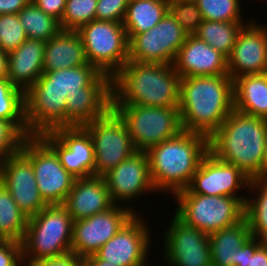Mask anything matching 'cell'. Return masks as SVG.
<instances>
[{"label": "cell", "instance_id": "b9f144b4", "mask_svg": "<svg viewBox=\"0 0 267 266\" xmlns=\"http://www.w3.org/2000/svg\"><path fill=\"white\" fill-rule=\"evenodd\" d=\"M32 2L47 15L54 17L59 22L61 21L66 0H32Z\"/></svg>", "mask_w": 267, "mask_h": 266}, {"label": "cell", "instance_id": "4316f807", "mask_svg": "<svg viewBox=\"0 0 267 266\" xmlns=\"http://www.w3.org/2000/svg\"><path fill=\"white\" fill-rule=\"evenodd\" d=\"M251 238L249 224L240 222L209 235L212 266H236L237 250Z\"/></svg>", "mask_w": 267, "mask_h": 266}, {"label": "cell", "instance_id": "603a6c76", "mask_svg": "<svg viewBox=\"0 0 267 266\" xmlns=\"http://www.w3.org/2000/svg\"><path fill=\"white\" fill-rule=\"evenodd\" d=\"M111 108V86H85L66 97V127L84 126Z\"/></svg>", "mask_w": 267, "mask_h": 266}, {"label": "cell", "instance_id": "7a4b0ae2", "mask_svg": "<svg viewBox=\"0 0 267 266\" xmlns=\"http://www.w3.org/2000/svg\"><path fill=\"white\" fill-rule=\"evenodd\" d=\"M178 110L182 129L210 137L234 110L229 75L181 78Z\"/></svg>", "mask_w": 267, "mask_h": 266}, {"label": "cell", "instance_id": "83f0119b", "mask_svg": "<svg viewBox=\"0 0 267 266\" xmlns=\"http://www.w3.org/2000/svg\"><path fill=\"white\" fill-rule=\"evenodd\" d=\"M169 11V0H129L123 26L128 40L149 31Z\"/></svg>", "mask_w": 267, "mask_h": 266}, {"label": "cell", "instance_id": "8d00e7d4", "mask_svg": "<svg viewBox=\"0 0 267 266\" xmlns=\"http://www.w3.org/2000/svg\"><path fill=\"white\" fill-rule=\"evenodd\" d=\"M169 13L188 35L194 34L203 21L195 0H169Z\"/></svg>", "mask_w": 267, "mask_h": 266}, {"label": "cell", "instance_id": "2e32d148", "mask_svg": "<svg viewBox=\"0 0 267 266\" xmlns=\"http://www.w3.org/2000/svg\"><path fill=\"white\" fill-rule=\"evenodd\" d=\"M250 179L235 165L217 159L208 152L187 188L192 193L206 196L237 197L245 205L247 197L237 195V190L247 188Z\"/></svg>", "mask_w": 267, "mask_h": 266}, {"label": "cell", "instance_id": "277c9868", "mask_svg": "<svg viewBox=\"0 0 267 266\" xmlns=\"http://www.w3.org/2000/svg\"><path fill=\"white\" fill-rule=\"evenodd\" d=\"M208 152L209 137L185 130L149 148L146 153L155 193L169 191L174 196L187 189Z\"/></svg>", "mask_w": 267, "mask_h": 266}, {"label": "cell", "instance_id": "836d02e7", "mask_svg": "<svg viewBox=\"0 0 267 266\" xmlns=\"http://www.w3.org/2000/svg\"><path fill=\"white\" fill-rule=\"evenodd\" d=\"M98 0H66L60 23L62 30L77 31L82 25L96 20Z\"/></svg>", "mask_w": 267, "mask_h": 266}, {"label": "cell", "instance_id": "ab89813d", "mask_svg": "<svg viewBox=\"0 0 267 266\" xmlns=\"http://www.w3.org/2000/svg\"><path fill=\"white\" fill-rule=\"evenodd\" d=\"M0 266H25L21 242L0 240Z\"/></svg>", "mask_w": 267, "mask_h": 266}, {"label": "cell", "instance_id": "d6a6232c", "mask_svg": "<svg viewBox=\"0 0 267 266\" xmlns=\"http://www.w3.org/2000/svg\"><path fill=\"white\" fill-rule=\"evenodd\" d=\"M18 16L27 38L30 39L46 42L62 30L57 19L47 15L32 1L18 13Z\"/></svg>", "mask_w": 267, "mask_h": 266}, {"label": "cell", "instance_id": "30bf717a", "mask_svg": "<svg viewBox=\"0 0 267 266\" xmlns=\"http://www.w3.org/2000/svg\"><path fill=\"white\" fill-rule=\"evenodd\" d=\"M94 145V176L103 177L137 152L127 125L111 108L103 117L83 126Z\"/></svg>", "mask_w": 267, "mask_h": 266}, {"label": "cell", "instance_id": "f546056e", "mask_svg": "<svg viewBox=\"0 0 267 266\" xmlns=\"http://www.w3.org/2000/svg\"><path fill=\"white\" fill-rule=\"evenodd\" d=\"M245 24L247 23L243 21L203 20L194 35L228 57L234 48L240 30Z\"/></svg>", "mask_w": 267, "mask_h": 266}, {"label": "cell", "instance_id": "ac0fdd59", "mask_svg": "<svg viewBox=\"0 0 267 266\" xmlns=\"http://www.w3.org/2000/svg\"><path fill=\"white\" fill-rule=\"evenodd\" d=\"M139 215H134L96 255L120 266H151L146 264L151 243L149 228Z\"/></svg>", "mask_w": 267, "mask_h": 266}, {"label": "cell", "instance_id": "4fadbf2b", "mask_svg": "<svg viewBox=\"0 0 267 266\" xmlns=\"http://www.w3.org/2000/svg\"><path fill=\"white\" fill-rule=\"evenodd\" d=\"M135 214L133 207L118 204L88 218L73 221L71 252L83 259L95 255Z\"/></svg>", "mask_w": 267, "mask_h": 266}, {"label": "cell", "instance_id": "8fae6325", "mask_svg": "<svg viewBox=\"0 0 267 266\" xmlns=\"http://www.w3.org/2000/svg\"><path fill=\"white\" fill-rule=\"evenodd\" d=\"M20 150L32 161L43 200L48 205L63 204L76 178L62 166L56 152L39 135L26 137Z\"/></svg>", "mask_w": 267, "mask_h": 266}, {"label": "cell", "instance_id": "ba28073f", "mask_svg": "<svg viewBox=\"0 0 267 266\" xmlns=\"http://www.w3.org/2000/svg\"><path fill=\"white\" fill-rule=\"evenodd\" d=\"M112 109L127 125L137 151H147L183 130L178 106L112 105Z\"/></svg>", "mask_w": 267, "mask_h": 266}, {"label": "cell", "instance_id": "ffe728a7", "mask_svg": "<svg viewBox=\"0 0 267 266\" xmlns=\"http://www.w3.org/2000/svg\"><path fill=\"white\" fill-rule=\"evenodd\" d=\"M257 22L251 20L242 27L227 57L228 75L233 80L267 72V25Z\"/></svg>", "mask_w": 267, "mask_h": 266}, {"label": "cell", "instance_id": "bcb514c9", "mask_svg": "<svg viewBox=\"0 0 267 266\" xmlns=\"http://www.w3.org/2000/svg\"><path fill=\"white\" fill-rule=\"evenodd\" d=\"M85 266H120L100 259L96 254L85 259Z\"/></svg>", "mask_w": 267, "mask_h": 266}, {"label": "cell", "instance_id": "e575fe53", "mask_svg": "<svg viewBox=\"0 0 267 266\" xmlns=\"http://www.w3.org/2000/svg\"><path fill=\"white\" fill-rule=\"evenodd\" d=\"M203 20L243 21L240 0H195Z\"/></svg>", "mask_w": 267, "mask_h": 266}, {"label": "cell", "instance_id": "1f68e13d", "mask_svg": "<svg viewBox=\"0 0 267 266\" xmlns=\"http://www.w3.org/2000/svg\"><path fill=\"white\" fill-rule=\"evenodd\" d=\"M0 118L11 122L25 137L32 136L25 120L24 92L8 78L0 80Z\"/></svg>", "mask_w": 267, "mask_h": 266}, {"label": "cell", "instance_id": "52a82bcc", "mask_svg": "<svg viewBox=\"0 0 267 266\" xmlns=\"http://www.w3.org/2000/svg\"><path fill=\"white\" fill-rule=\"evenodd\" d=\"M178 206L174 215L189 227L210 235L244 218V204L232 196H206L188 188L174 196Z\"/></svg>", "mask_w": 267, "mask_h": 266}, {"label": "cell", "instance_id": "5b68a950", "mask_svg": "<svg viewBox=\"0 0 267 266\" xmlns=\"http://www.w3.org/2000/svg\"><path fill=\"white\" fill-rule=\"evenodd\" d=\"M267 119L235 109L209 137V152L235 165L250 178L262 179Z\"/></svg>", "mask_w": 267, "mask_h": 266}, {"label": "cell", "instance_id": "d4e9b609", "mask_svg": "<svg viewBox=\"0 0 267 266\" xmlns=\"http://www.w3.org/2000/svg\"><path fill=\"white\" fill-rule=\"evenodd\" d=\"M87 63L83 40L77 31L61 30L45 42L43 71H57Z\"/></svg>", "mask_w": 267, "mask_h": 266}, {"label": "cell", "instance_id": "d6986e66", "mask_svg": "<svg viewBox=\"0 0 267 266\" xmlns=\"http://www.w3.org/2000/svg\"><path fill=\"white\" fill-rule=\"evenodd\" d=\"M115 205L155 192L146 151H137L103 176ZM121 201V202H120Z\"/></svg>", "mask_w": 267, "mask_h": 266}, {"label": "cell", "instance_id": "484cf974", "mask_svg": "<svg viewBox=\"0 0 267 266\" xmlns=\"http://www.w3.org/2000/svg\"><path fill=\"white\" fill-rule=\"evenodd\" d=\"M233 94L236 111L267 119V72L235 78Z\"/></svg>", "mask_w": 267, "mask_h": 266}, {"label": "cell", "instance_id": "f35d334b", "mask_svg": "<svg viewBox=\"0 0 267 266\" xmlns=\"http://www.w3.org/2000/svg\"><path fill=\"white\" fill-rule=\"evenodd\" d=\"M129 0H98L96 20L123 23Z\"/></svg>", "mask_w": 267, "mask_h": 266}, {"label": "cell", "instance_id": "5bb4252c", "mask_svg": "<svg viewBox=\"0 0 267 266\" xmlns=\"http://www.w3.org/2000/svg\"><path fill=\"white\" fill-rule=\"evenodd\" d=\"M39 136L56 152L62 166L75 178L94 176V145L83 126L58 127Z\"/></svg>", "mask_w": 267, "mask_h": 266}, {"label": "cell", "instance_id": "9a60e30c", "mask_svg": "<svg viewBox=\"0 0 267 266\" xmlns=\"http://www.w3.org/2000/svg\"><path fill=\"white\" fill-rule=\"evenodd\" d=\"M0 182L28 218L48 205L38 190L32 161L21 150L0 163Z\"/></svg>", "mask_w": 267, "mask_h": 266}, {"label": "cell", "instance_id": "f6af8a7d", "mask_svg": "<svg viewBox=\"0 0 267 266\" xmlns=\"http://www.w3.org/2000/svg\"><path fill=\"white\" fill-rule=\"evenodd\" d=\"M248 266H267V242L264 241L253 256H249Z\"/></svg>", "mask_w": 267, "mask_h": 266}, {"label": "cell", "instance_id": "6da1fadb", "mask_svg": "<svg viewBox=\"0 0 267 266\" xmlns=\"http://www.w3.org/2000/svg\"><path fill=\"white\" fill-rule=\"evenodd\" d=\"M85 86H111V78L93 65L43 71L24 93L25 120L31 135L66 127V97Z\"/></svg>", "mask_w": 267, "mask_h": 266}, {"label": "cell", "instance_id": "74e56055", "mask_svg": "<svg viewBox=\"0 0 267 266\" xmlns=\"http://www.w3.org/2000/svg\"><path fill=\"white\" fill-rule=\"evenodd\" d=\"M25 138L11 122L0 118V163L18 152Z\"/></svg>", "mask_w": 267, "mask_h": 266}, {"label": "cell", "instance_id": "f1b7e54d", "mask_svg": "<svg viewBox=\"0 0 267 266\" xmlns=\"http://www.w3.org/2000/svg\"><path fill=\"white\" fill-rule=\"evenodd\" d=\"M247 190L257 192L253 195L257 197H247L244 205L251 237L267 242V179L251 178Z\"/></svg>", "mask_w": 267, "mask_h": 266}, {"label": "cell", "instance_id": "44dd1931", "mask_svg": "<svg viewBox=\"0 0 267 266\" xmlns=\"http://www.w3.org/2000/svg\"><path fill=\"white\" fill-rule=\"evenodd\" d=\"M181 78L228 75L227 57L194 34H189L173 64Z\"/></svg>", "mask_w": 267, "mask_h": 266}, {"label": "cell", "instance_id": "3957f363", "mask_svg": "<svg viewBox=\"0 0 267 266\" xmlns=\"http://www.w3.org/2000/svg\"><path fill=\"white\" fill-rule=\"evenodd\" d=\"M180 75L173 65L128 60L111 78L112 105H179Z\"/></svg>", "mask_w": 267, "mask_h": 266}, {"label": "cell", "instance_id": "7dc6e473", "mask_svg": "<svg viewBox=\"0 0 267 266\" xmlns=\"http://www.w3.org/2000/svg\"><path fill=\"white\" fill-rule=\"evenodd\" d=\"M8 55L0 50V80L8 77Z\"/></svg>", "mask_w": 267, "mask_h": 266}, {"label": "cell", "instance_id": "9c48e42d", "mask_svg": "<svg viewBox=\"0 0 267 266\" xmlns=\"http://www.w3.org/2000/svg\"><path fill=\"white\" fill-rule=\"evenodd\" d=\"M77 32L88 63L112 78L129 60V40L121 22L93 20Z\"/></svg>", "mask_w": 267, "mask_h": 266}, {"label": "cell", "instance_id": "7bdbcfd3", "mask_svg": "<svg viewBox=\"0 0 267 266\" xmlns=\"http://www.w3.org/2000/svg\"><path fill=\"white\" fill-rule=\"evenodd\" d=\"M264 241L251 237L240 249L237 250L236 266H248L249 256H253L254 251Z\"/></svg>", "mask_w": 267, "mask_h": 266}, {"label": "cell", "instance_id": "e0dca14e", "mask_svg": "<svg viewBox=\"0 0 267 266\" xmlns=\"http://www.w3.org/2000/svg\"><path fill=\"white\" fill-rule=\"evenodd\" d=\"M163 240L164 258L170 266H212L209 235L189 227L175 215Z\"/></svg>", "mask_w": 267, "mask_h": 266}, {"label": "cell", "instance_id": "cb8c5ba5", "mask_svg": "<svg viewBox=\"0 0 267 266\" xmlns=\"http://www.w3.org/2000/svg\"><path fill=\"white\" fill-rule=\"evenodd\" d=\"M45 42L25 40L18 48L8 53V79L24 93L43 74Z\"/></svg>", "mask_w": 267, "mask_h": 266}, {"label": "cell", "instance_id": "7402d4cb", "mask_svg": "<svg viewBox=\"0 0 267 266\" xmlns=\"http://www.w3.org/2000/svg\"><path fill=\"white\" fill-rule=\"evenodd\" d=\"M72 220H81L112 208L113 203L104 177L76 178L62 204Z\"/></svg>", "mask_w": 267, "mask_h": 266}, {"label": "cell", "instance_id": "c3c4849f", "mask_svg": "<svg viewBox=\"0 0 267 266\" xmlns=\"http://www.w3.org/2000/svg\"><path fill=\"white\" fill-rule=\"evenodd\" d=\"M262 179H267V136L265 141L263 164H262Z\"/></svg>", "mask_w": 267, "mask_h": 266}, {"label": "cell", "instance_id": "ee69618b", "mask_svg": "<svg viewBox=\"0 0 267 266\" xmlns=\"http://www.w3.org/2000/svg\"><path fill=\"white\" fill-rule=\"evenodd\" d=\"M30 0H0V15L18 14Z\"/></svg>", "mask_w": 267, "mask_h": 266}, {"label": "cell", "instance_id": "60d3db41", "mask_svg": "<svg viewBox=\"0 0 267 266\" xmlns=\"http://www.w3.org/2000/svg\"><path fill=\"white\" fill-rule=\"evenodd\" d=\"M30 266H85V259L73 252H68L53 258H42L33 262Z\"/></svg>", "mask_w": 267, "mask_h": 266}, {"label": "cell", "instance_id": "d590c367", "mask_svg": "<svg viewBox=\"0 0 267 266\" xmlns=\"http://www.w3.org/2000/svg\"><path fill=\"white\" fill-rule=\"evenodd\" d=\"M27 39L18 14L0 15V50L2 52L10 53Z\"/></svg>", "mask_w": 267, "mask_h": 266}, {"label": "cell", "instance_id": "4dcf8cb0", "mask_svg": "<svg viewBox=\"0 0 267 266\" xmlns=\"http://www.w3.org/2000/svg\"><path fill=\"white\" fill-rule=\"evenodd\" d=\"M28 217L20 210L9 191L0 182V240L22 242Z\"/></svg>", "mask_w": 267, "mask_h": 266}, {"label": "cell", "instance_id": "7c38bea8", "mask_svg": "<svg viewBox=\"0 0 267 266\" xmlns=\"http://www.w3.org/2000/svg\"><path fill=\"white\" fill-rule=\"evenodd\" d=\"M188 34L168 13L149 31L129 40V60L173 65Z\"/></svg>", "mask_w": 267, "mask_h": 266}, {"label": "cell", "instance_id": "8992f818", "mask_svg": "<svg viewBox=\"0 0 267 266\" xmlns=\"http://www.w3.org/2000/svg\"><path fill=\"white\" fill-rule=\"evenodd\" d=\"M72 231L73 220L62 204L47 205L28 218L21 242L24 264L30 266L39 259L71 252Z\"/></svg>", "mask_w": 267, "mask_h": 266}]
</instances>
